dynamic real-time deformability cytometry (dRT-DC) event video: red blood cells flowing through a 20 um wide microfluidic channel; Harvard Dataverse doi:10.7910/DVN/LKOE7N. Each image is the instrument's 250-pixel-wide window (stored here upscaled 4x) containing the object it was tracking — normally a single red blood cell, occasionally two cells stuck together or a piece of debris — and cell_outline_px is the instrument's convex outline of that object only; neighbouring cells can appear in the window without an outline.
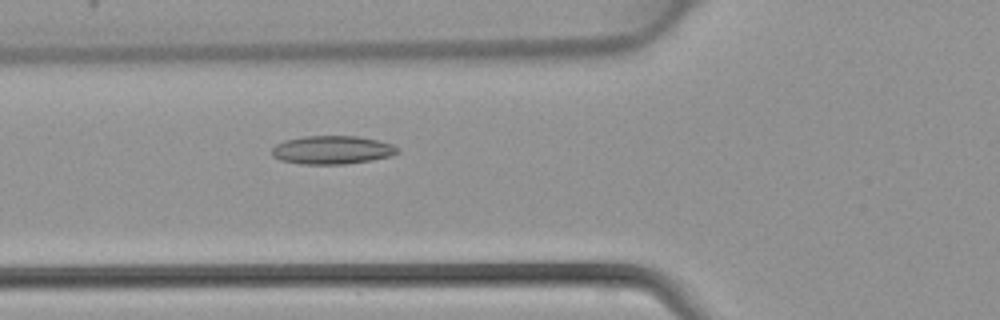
{"species": "common noctule bat (a hibernating species)", "species_latin": "Nyctalus noctula", "temperature_condition": "warm", "stored_images_in_passage": 43, "camera_frame_rate_fps": 3000, "um_per_image_px": 0.085, "animal": {"sex": "female", "body_mass_g": 22.7, "forearm_length_mm": 54.2}, "frame": {"image": 1, "passage_image": 17, "time_ms": 5.333, "image_size_px": [1000, 320], "cell_outline_px": [[400, 152], [392, 156], [372, 160], [344, 164], [300, 164], [280, 160], [272, 156], [272, 148], [276, 144], [284, 140], [304, 136], [356, 136], [376, 140], [392, 144], [400, 148]], "centroid_in_image_um": [28.24, 12.75], "position_along_channel_um": 97.6, "area_um2": 20.92}}
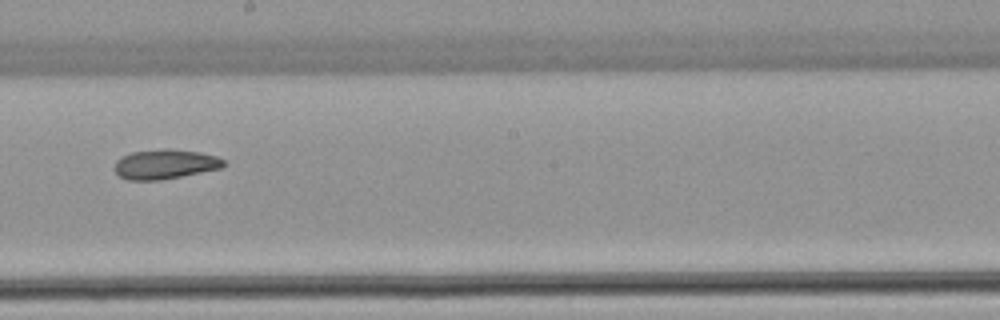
{"frame": {"image": 2, "passage_image": 26, "time_ms": 8.333, "image_size_px": [1000, 320], "cell_outline_px": [[228, 164], [220, 168], [160, 180], [128, 180], [120, 176], [112, 168], [116, 160], [132, 152], [164, 148], [168, 148], [200, 152], [216, 156], [224, 160]], "centroid_in_image_um": [14.02, 13.95], "position_along_channel_um": 234.2, "area_um2": 18.84}}
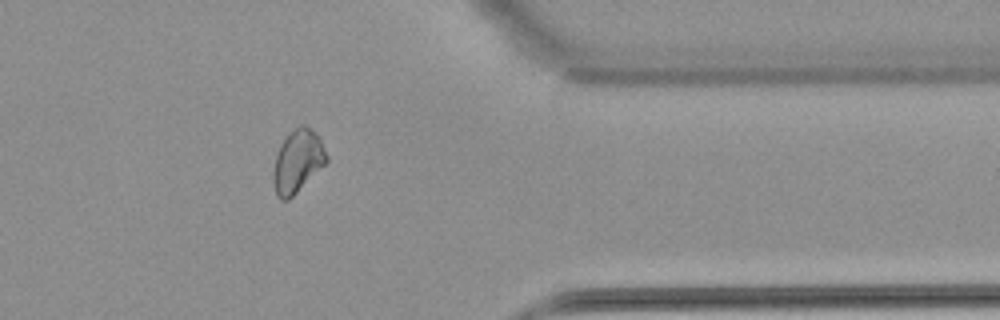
{"frame": {"image": 3, "passage_image": 37, "time_ms": 12.0, "image_size_px": [1000, 320], "cell_outline_px": [[328, 160], [288, 200], [280, 200], [276, 196], [272, 180], [272, 172], [276, 156], [280, 144], [296, 128], [304, 124], [320, 140], [328, 156]], "centroid_in_image_um": [25.25, 13.76], "position_along_channel_um": 386.2, "area_um2": 18.84}}